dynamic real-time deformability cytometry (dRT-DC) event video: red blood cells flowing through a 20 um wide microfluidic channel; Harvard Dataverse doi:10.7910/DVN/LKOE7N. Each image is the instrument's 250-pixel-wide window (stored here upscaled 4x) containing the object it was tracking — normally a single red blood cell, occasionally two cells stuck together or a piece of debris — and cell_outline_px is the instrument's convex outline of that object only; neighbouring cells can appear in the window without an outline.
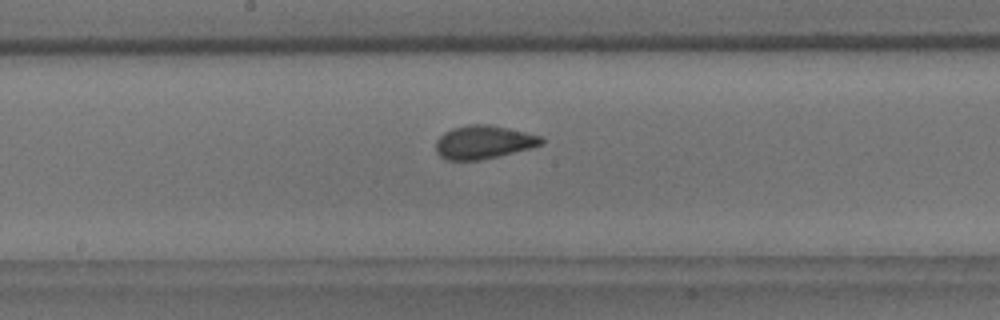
{"species": "common noctule bat (a hibernating species)", "species_latin": "Nyctalus noctula", "temperature_condition": "room temperature", "stored_images_in_passage": 37, "camera_frame_rate_fps": 3000, "um_per_image_px": 0.085, "animal": {"sex": "male", "body_mass_g": 18.8}, "frame": {"image": 1, "passage_image": 22, "time_ms": 7.0, "image_size_px": [1000, 320], "cell_outline_px": [[544, 144], [532, 148], [480, 160], [448, 160], [440, 156], [436, 152], [436, 140], [444, 132], [452, 128], [468, 124], [488, 124], [524, 132], [540, 136], [544, 140]], "centroid_in_image_um": [41.09, 12.08], "position_along_channel_um": 207.1, "area_um2": 20.46}}